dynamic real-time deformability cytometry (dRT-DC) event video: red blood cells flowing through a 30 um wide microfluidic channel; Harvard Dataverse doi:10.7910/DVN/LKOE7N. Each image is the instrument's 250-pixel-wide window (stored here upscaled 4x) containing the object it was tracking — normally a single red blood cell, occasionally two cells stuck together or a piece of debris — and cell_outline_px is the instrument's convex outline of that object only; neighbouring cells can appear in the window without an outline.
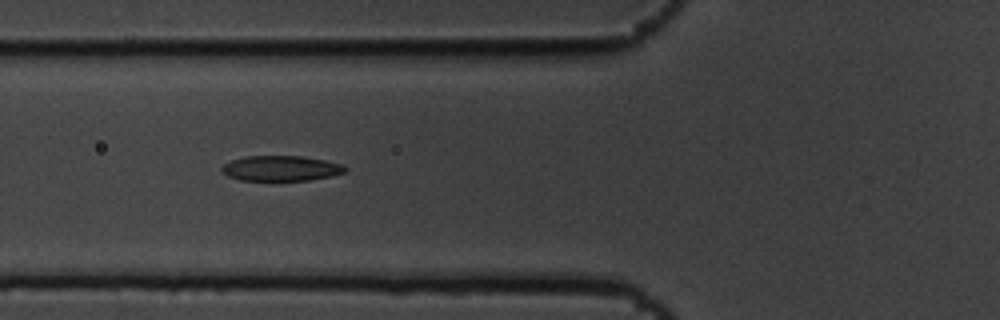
{"species": "common noctule bat (a hibernating species)", "species_latin": "Nyctalus noctula", "temperature_condition": "cold", "stored_images_in_passage": 9, "camera_frame_rate_fps": 3000, "um_per_image_px": 0.085, "animal": {"sex": "male", "body_mass_g": 19.5, "forearm_length_mm": 54.6}, "frame": {"image": 1, "passage_image": 6, "time_ms": 1.667, "image_size_px": [1000, 320], "cell_outline_px": [[348, 168], [344, 172], [332, 176], [308, 180], [240, 180], [228, 176], [220, 168], [224, 164], [232, 160], [244, 156], [304, 156], [344, 164]], "centroid_in_image_um": [23.91, 14.3], "position_along_channel_um": 101.9, "area_um2": 18.15}}
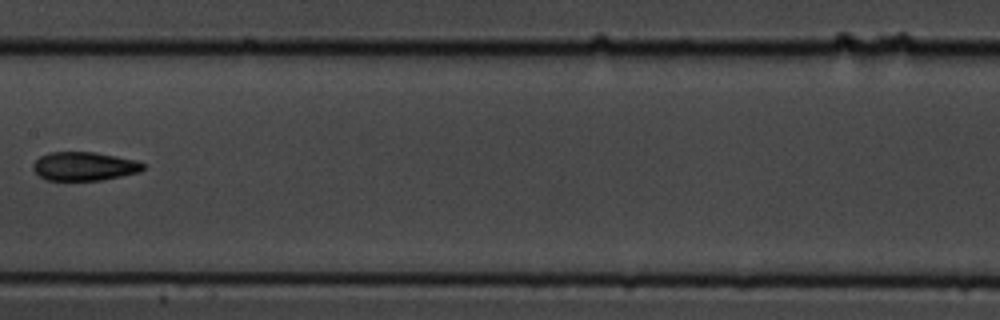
{"frame": {"image": 2, "passage_image": 8, "time_ms": 2.333, "image_size_px": [1000, 320], "cell_outline_px": [[144, 168], [140, 172], [104, 180], [48, 180], [40, 176], [32, 168], [32, 164], [40, 156], [48, 152], [96, 152], [132, 160], [144, 164]], "centroid_in_image_um": [7.13, 14.13], "position_along_channel_um": 200.3, "area_um2": 18.26}}
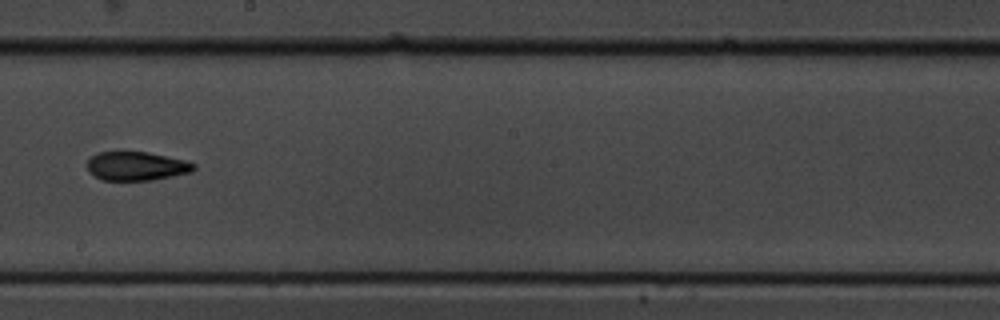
{"frame": {"image": 3, "passage_image": 9, "time_ms": 2.667, "image_size_px": [1000, 320], "cell_outline_px": [[196, 168], [192, 172], [152, 180], [104, 180], [88, 172], [88, 160], [96, 152], [148, 152], [184, 160], [196, 164]], "centroid_in_image_um": [11.61, 14.12], "position_along_channel_um": 236.6, "area_um2": 17.8}}